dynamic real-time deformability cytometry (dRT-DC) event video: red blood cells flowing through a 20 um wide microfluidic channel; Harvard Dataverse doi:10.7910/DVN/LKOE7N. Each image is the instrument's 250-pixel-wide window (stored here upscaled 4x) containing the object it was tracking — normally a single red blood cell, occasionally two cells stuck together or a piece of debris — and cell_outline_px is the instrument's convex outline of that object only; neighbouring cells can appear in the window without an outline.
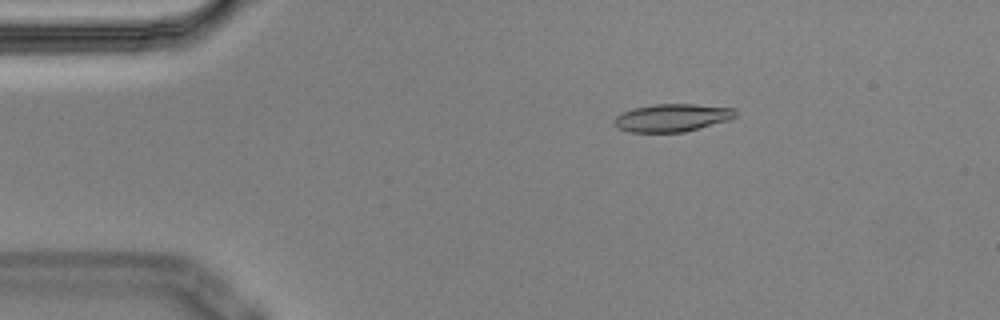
{"species": "Egyptian fruit bat (a non-hibernating species)", "species_latin": "Rousettus aegyptiacus", "temperature_condition": "cold", "stored_images_in_passage": 9, "camera_frame_rate_fps": 3000, "um_per_image_px": 0.085, "animal": {"sex": "male"}, "frame": {"image": 1, "passage_image": 3, "time_ms": 0.667, "image_size_px": [1000, 320], "cell_outline_px": [[736, 116], [728, 120], [684, 132], [628, 132], [620, 128], [616, 124], [616, 116], [632, 108], [656, 104], [696, 104], [736, 108]], "centroid_in_image_um": [57.17, 10.0], "position_along_channel_um": 27.8, "area_um2": 19.42}}
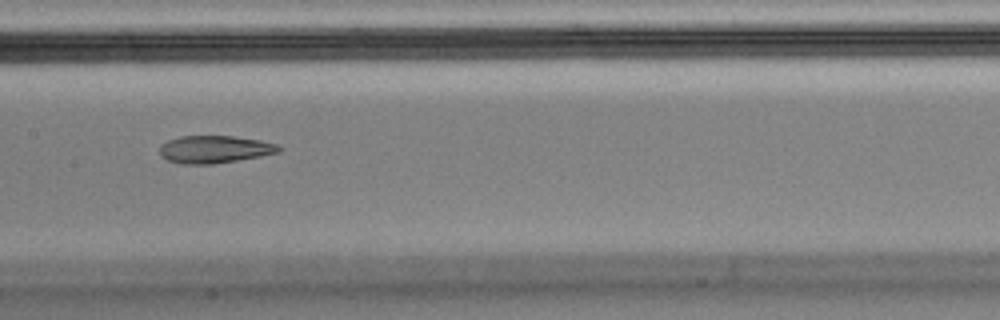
{"frame": {"image": 2, "passage_image": 8, "time_ms": 2.333, "image_size_px": [1000, 320], "cell_outline_px": [[284, 148], [280, 152], [260, 156], [212, 164], [180, 164], [168, 160], [160, 156], [160, 144], [168, 140], [180, 136], [232, 136], [260, 140], [276, 144]], "centroid_in_image_um": [18.23, 12.69], "position_along_channel_um": 189.2, "area_um2": 19.13}}
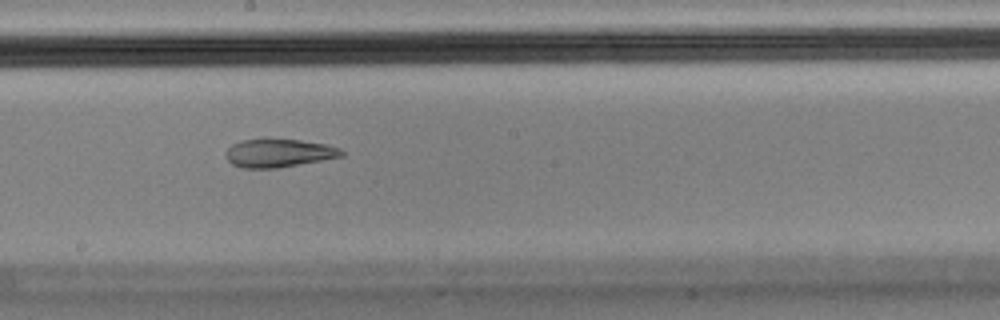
{"frame": {"image": 3, "passage_image": 9, "time_ms": 2.667, "image_size_px": [1000, 320], "cell_outline_px": [[344, 156], [276, 168], [244, 168], [232, 164], [224, 156], [224, 152], [232, 144], [240, 140], [300, 140], [328, 144], [340, 148], [344, 152]], "centroid_in_image_um": [23.69, 13.01], "position_along_channel_um": 224.5, "area_um2": 18.9}}